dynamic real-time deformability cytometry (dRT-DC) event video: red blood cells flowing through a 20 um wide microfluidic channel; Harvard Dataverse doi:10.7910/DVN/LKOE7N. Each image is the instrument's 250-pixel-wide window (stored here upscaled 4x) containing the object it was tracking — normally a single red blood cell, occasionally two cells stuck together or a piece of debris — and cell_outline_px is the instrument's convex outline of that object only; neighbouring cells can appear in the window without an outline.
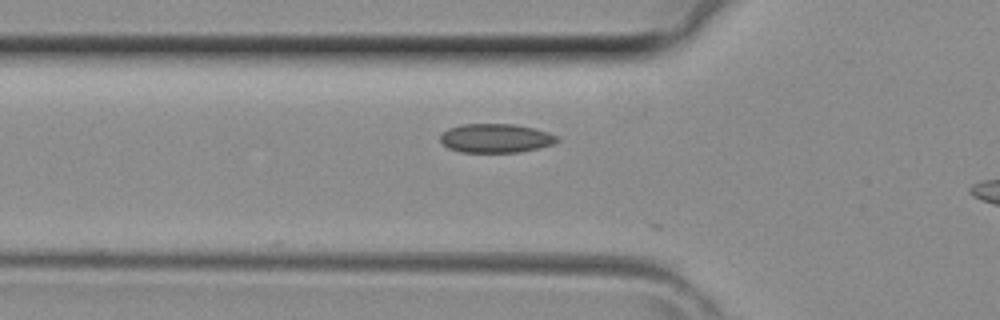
{"species": "common noctule bat (a hibernating species)", "species_latin": "Nyctalus noctula", "temperature_condition": "room temperature", "stored_images_in_passage": 5, "camera_frame_rate_fps": 3000, "um_per_image_px": 0.085, "animal": {"sex": "female", "body_mass_g": 29.2, "forearm_length_mm": 56.3}, "frame": {"image": 1, "passage_image": 3, "time_ms": 0.667, "image_size_px": [1000, 320], "cell_outline_px": [[560, 140], [552, 144], [520, 152], [460, 152], [448, 148], [440, 140], [440, 136], [448, 128], [460, 124], [516, 124], [548, 132], [560, 136]], "centroid_in_image_um": [42.14, 11.74], "position_along_channel_um": 83.7, "area_um2": 19.71}}